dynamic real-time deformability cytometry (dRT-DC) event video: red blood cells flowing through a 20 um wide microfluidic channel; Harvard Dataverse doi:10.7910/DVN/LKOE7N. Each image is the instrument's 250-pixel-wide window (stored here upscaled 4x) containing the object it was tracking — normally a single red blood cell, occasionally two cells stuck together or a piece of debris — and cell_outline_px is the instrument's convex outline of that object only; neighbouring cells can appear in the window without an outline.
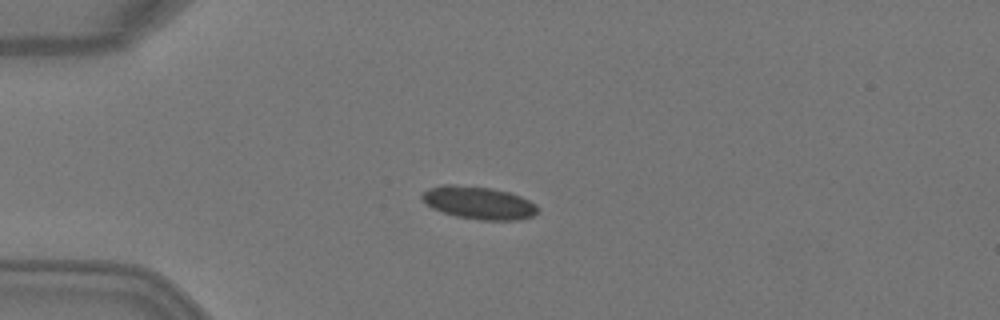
{"species": "Egyptian fruit bat (a non-hibernating species)", "species_latin": "Rousettus aegyptiacus", "temperature_condition": "warm", "stored_images_in_passage": 6, "camera_frame_rate_fps": 3000, "um_per_image_px": 0.085, "animal": {"sex": "female"}, "frame": {"image": 1, "passage_image": 3, "time_ms": 0.667, "image_size_px": [1000, 320], "cell_outline_px": [[540, 208], [532, 216], [520, 220], [480, 220], [456, 216], [432, 208], [420, 196], [420, 192], [428, 188], [444, 184], [452, 184], [492, 188], [508, 192], [520, 196], [536, 204]], "centroid_in_image_um": [40.68, 17.23], "position_along_channel_um": 44.3, "area_um2": 22.08}}
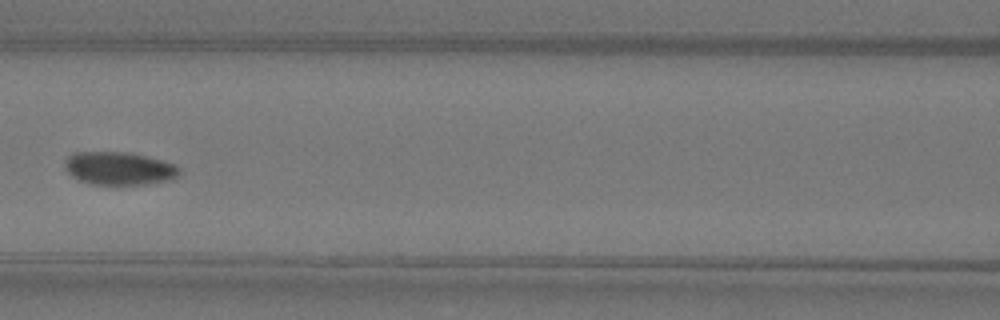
{"frame": {"image": 2, "passage_image": 6, "time_ms": 1.667, "image_size_px": [1000, 320], "cell_outline_px": [[180, 172], [172, 180], [144, 184], [88, 184], [72, 176], [64, 168], [64, 160], [72, 152], [132, 152], [176, 164], [180, 168]], "centroid_in_image_um": [10.11, 14.3], "position_along_channel_um": 156.5, "area_um2": 22.25}}